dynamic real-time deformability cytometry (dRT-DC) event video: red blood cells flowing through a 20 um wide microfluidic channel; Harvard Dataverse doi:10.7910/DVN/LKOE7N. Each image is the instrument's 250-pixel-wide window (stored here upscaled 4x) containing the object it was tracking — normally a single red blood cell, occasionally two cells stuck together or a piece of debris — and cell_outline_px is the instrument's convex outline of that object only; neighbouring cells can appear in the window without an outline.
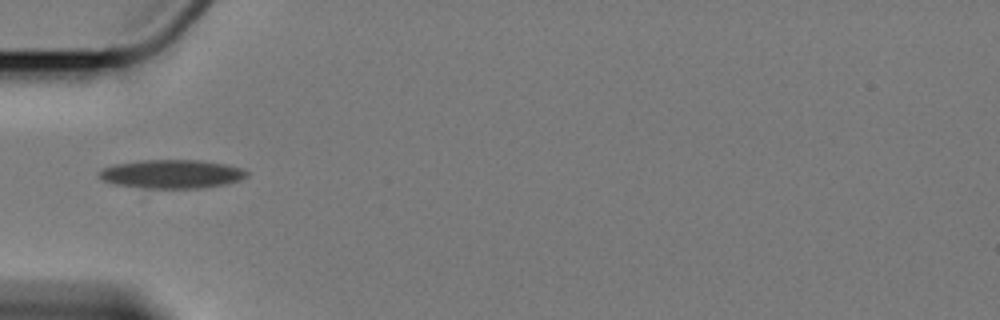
{"species": "Egyptian fruit bat (a non-hibernating species)", "species_latin": "Rousettus aegyptiacus", "temperature_condition": "cold", "stored_images_in_passage": 10, "camera_frame_rate_fps": 3000, "um_per_image_px": 0.085, "animal": {"sex": "female"}, "frame": {"image": 1, "passage_image": 6, "time_ms": 6.0, "image_size_px": [1000, 320], "cell_outline_px": [[248, 176], [240, 180], [224, 184], [200, 188], [144, 188], [116, 184], [104, 180], [100, 176], [100, 168], [116, 164], [140, 160], [200, 160], [224, 164], [244, 168], [248, 172]], "centroid_in_image_um": [14.63, 14.78], "position_along_channel_um": 70.4, "area_um2": 24.57}}
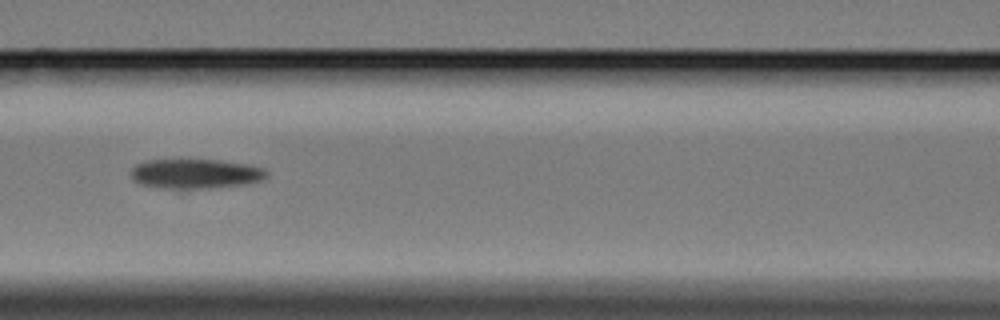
{"frame": {"image": 2, "passage_image": 8, "time_ms": 8.333, "image_size_px": [1000, 320], "cell_outline_px": [[268, 176], [260, 180], [244, 184], [184, 192], [180, 192], [140, 184], [132, 180], [132, 168], [136, 164], [148, 160], [220, 160], [252, 164], [264, 168], [268, 172]], "centroid_in_image_um": [16.62, 14.81], "position_along_channel_um": 150.0, "area_um2": 24.39}}
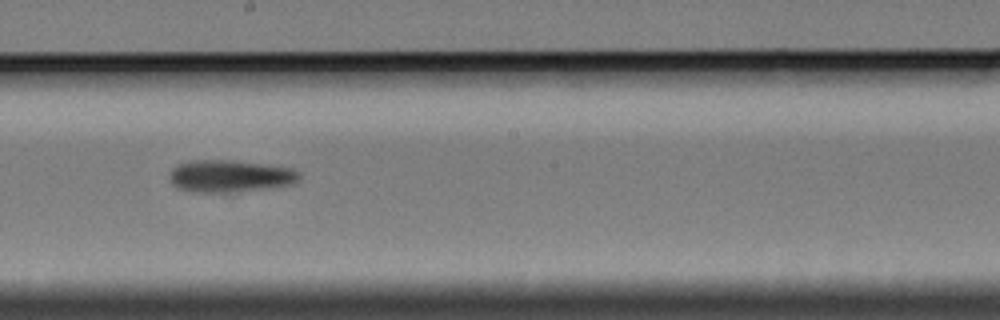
{"frame": {"image": 3, "passage_image": 10, "time_ms": 10.667, "image_size_px": [1000, 320], "cell_outline_px": [[300, 176], [292, 184], [236, 192], [200, 192], [176, 188], [172, 184], [168, 176], [172, 168], [176, 164], [188, 160], [232, 160], [292, 168], [300, 172]], "centroid_in_image_um": [19.48, 14.95], "position_along_channel_um": 228.7, "area_um2": 24.33}}